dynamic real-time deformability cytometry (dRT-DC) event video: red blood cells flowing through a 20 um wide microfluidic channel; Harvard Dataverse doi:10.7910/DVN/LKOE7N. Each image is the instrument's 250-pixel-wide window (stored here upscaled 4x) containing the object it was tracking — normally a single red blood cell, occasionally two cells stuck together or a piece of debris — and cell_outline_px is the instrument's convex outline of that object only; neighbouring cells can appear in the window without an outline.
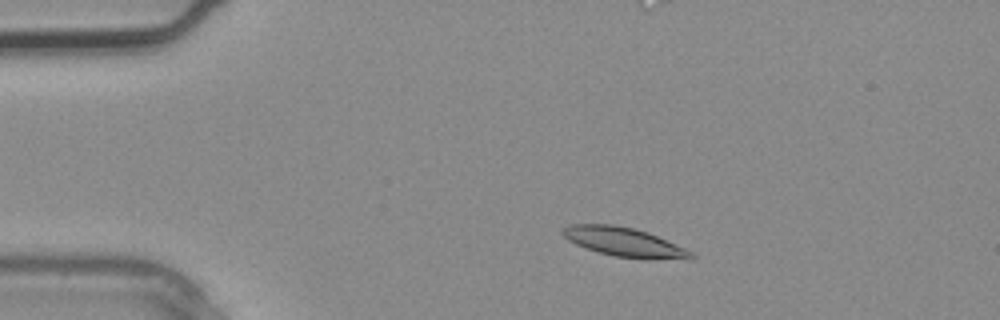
{"species": "common noctule bat (a hibernating species)", "species_latin": "Nyctalus noctula", "temperature_condition": "warm", "stored_images_in_passage": 2, "camera_frame_rate_fps": 3000, "um_per_image_px": 0.085, "animal": {"sex": "male", "body_mass_g": 20.4}, "frame": {"image": 1, "passage_image": 1, "time_ms": 0.0, "image_size_px": [1000, 320], "cell_outline_px": [[696, 256], [692, 260], [644, 260], [616, 256], [600, 252], [576, 244], [568, 240], [560, 232], [564, 228], [572, 224], [612, 224], [632, 228], [648, 232], [684, 248], [692, 252]], "centroid_in_image_um": [53.14, 20.6], "position_along_channel_um": 31.9, "area_um2": 21.91}}